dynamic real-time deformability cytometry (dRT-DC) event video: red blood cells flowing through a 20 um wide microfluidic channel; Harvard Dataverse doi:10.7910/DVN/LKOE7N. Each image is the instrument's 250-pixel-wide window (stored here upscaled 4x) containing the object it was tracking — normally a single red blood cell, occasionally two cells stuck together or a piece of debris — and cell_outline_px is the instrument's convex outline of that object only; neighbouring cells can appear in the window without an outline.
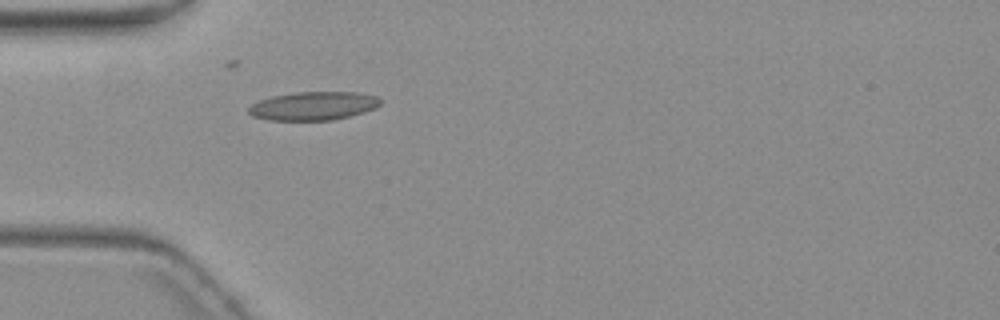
{"species": "common noctule bat (a hibernating species)", "species_latin": "Nyctalus noctula", "temperature_condition": "warm", "stored_images_in_passage": 1, "camera_frame_rate_fps": 3000, "um_per_image_px": 0.085, "animal": {"sex": "female", "body_mass_g": 19.3, "forearm_length_mm": 54.1}, "frame": {"image": 1, "passage_image": 1, "time_ms": 0.0, "image_size_px": [1000, 320], "cell_outline_px": [[380, 104], [376, 108], [364, 112], [332, 120], [268, 120], [252, 116], [248, 112], [248, 108], [252, 104], [260, 100], [272, 96], [296, 92], [356, 92], [376, 96], [380, 100]], "centroid_in_image_um": [26.62, 9.0], "position_along_channel_um": 58.4, "area_um2": 21.79}}